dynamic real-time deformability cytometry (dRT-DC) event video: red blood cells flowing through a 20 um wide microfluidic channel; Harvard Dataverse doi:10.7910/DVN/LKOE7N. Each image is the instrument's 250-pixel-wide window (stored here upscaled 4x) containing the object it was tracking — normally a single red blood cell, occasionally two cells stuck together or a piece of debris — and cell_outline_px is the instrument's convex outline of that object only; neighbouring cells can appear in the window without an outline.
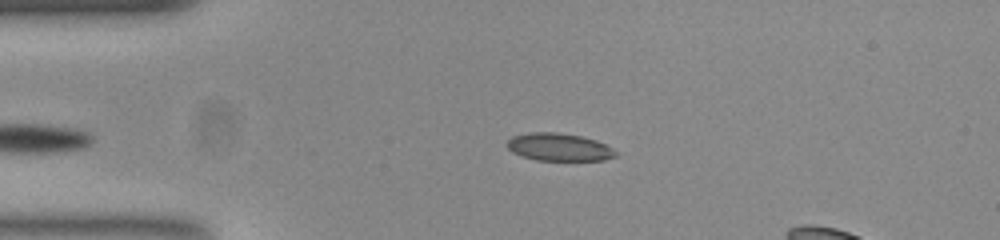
{"species": "common noctule bat (a hibernating species)", "species_latin": "Nyctalus noctula", "temperature_condition": "room temperature", "stored_images_in_passage": 43, "camera_frame_rate_fps": 3000, "um_per_image_px": 0.085, "animal": {"sex": "female", "body_mass_g": 23.0, "forearm_length_mm": 53.4}, "frame": {"image": 1, "passage_image": 4, "time_ms": 1.0, "image_size_px": [1000, 240], "cell_outline_px": [[616, 156], [604, 160], [536, 160], [512, 152], [508, 148], [508, 140], [512, 136], [528, 132], [556, 132], [580, 136], [596, 140], [612, 148], [616, 152]], "centroid_in_image_um": [47.51, 12.5], "position_along_channel_um": 37.5, "area_um2": 17.34}}
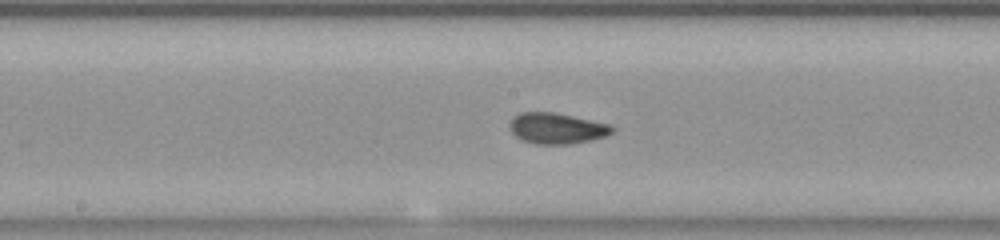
{"frame": {"image": 2, "passage_image": 19, "time_ms": 6.0, "image_size_px": [1000, 240], "cell_outline_px": [[612, 132], [604, 136], [588, 140], [564, 144], [536, 144], [524, 140], [516, 136], [512, 132], [512, 116], [520, 112], [556, 112], [608, 124], [612, 128]], "centroid_in_image_um": [47.29, 10.89], "position_along_channel_um": 200.9, "area_um2": 17.92}}
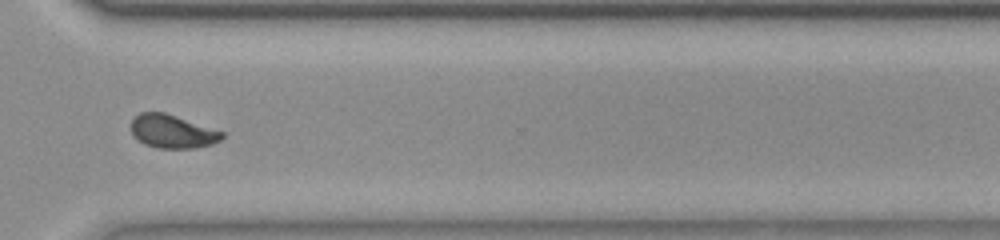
{"frame": {"image": 3, "passage_image": 31, "time_ms": 10.0, "image_size_px": [1000, 240], "cell_outline_px": [[224, 136], [220, 140], [212, 144], [192, 148], [160, 148], [144, 144], [132, 132], [132, 120], [140, 112], [164, 112], [224, 132]], "centroid_in_image_um": [14.67, 11.17], "position_along_channel_um": 355.9, "area_um2": 17.34}, "authors_computed_cell_mechanics": {"area_um2": 17.8602, "velocity_mm_per_s": 3.8756, "shape_relaxation_time_tau1_ms": 6.9046, "shape_relaxation_time_tau2_ms": 1.2555, "deformation_change_tau1": 0.157, "deformation_change_tau2": 0.0626}}